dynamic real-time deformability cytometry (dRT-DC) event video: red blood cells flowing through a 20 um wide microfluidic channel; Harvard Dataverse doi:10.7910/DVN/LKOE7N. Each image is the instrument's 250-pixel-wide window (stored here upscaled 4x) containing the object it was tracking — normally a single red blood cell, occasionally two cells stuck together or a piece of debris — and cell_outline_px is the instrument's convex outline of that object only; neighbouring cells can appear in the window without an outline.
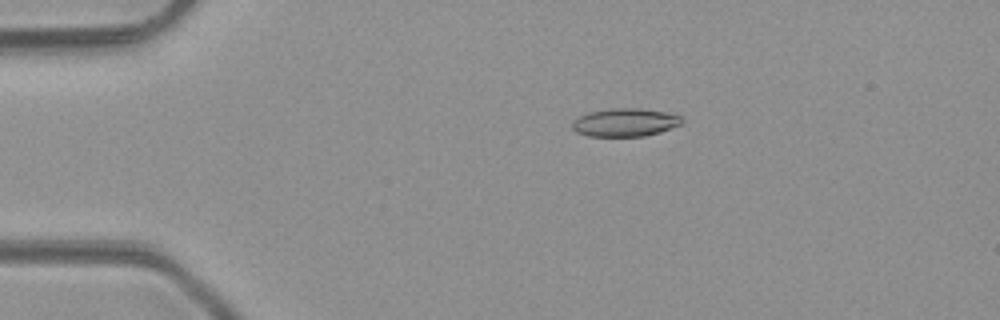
{"species": "common noctule bat (a hibernating species)", "species_latin": "Nyctalus noctula", "temperature_condition": "room temperature", "stored_images_in_passage": 2, "camera_frame_rate_fps": 3000, "um_per_image_px": 0.085, "animal": {"sex": "male", "body_mass_g": 23.1, "forearm_length_mm": 52.7}, "frame": {"image": 1, "passage_image": 1, "time_ms": 0.0, "image_size_px": [1000, 320], "cell_outline_px": [[684, 120], [680, 124], [660, 132], [644, 136], [588, 136], [576, 132], [572, 128], [572, 120], [588, 112], [612, 108], [640, 108], [668, 112], [680, 116]], "centroid_in_image_um": [53.11, 10.4], "position_along_channel_um": 31.9, "area_um2": 18.03}}